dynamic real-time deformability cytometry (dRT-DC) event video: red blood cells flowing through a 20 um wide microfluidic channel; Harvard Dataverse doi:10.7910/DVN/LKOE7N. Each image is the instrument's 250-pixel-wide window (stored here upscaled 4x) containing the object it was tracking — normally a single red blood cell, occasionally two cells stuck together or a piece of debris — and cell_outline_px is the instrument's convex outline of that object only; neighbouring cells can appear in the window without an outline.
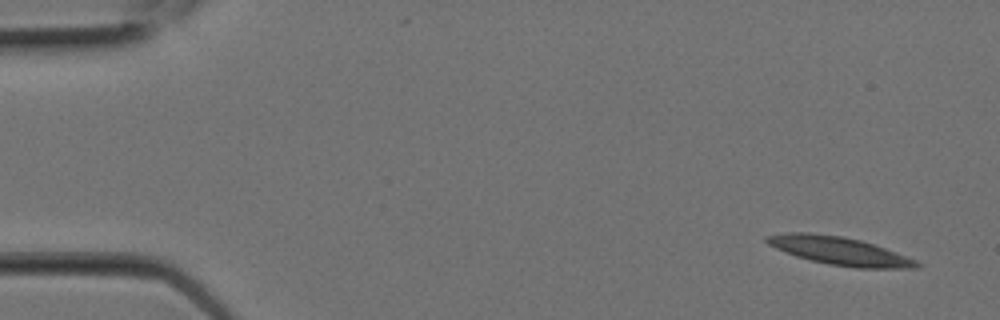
{"species": "Egyptian fruit bat (a non-hibernating species)", "species_latin": "Rousettus aegyptiacus", "temperature_condition": "room temperature", "stored_images_in_passage": 2, "camera_frame_rate_fps": 3000, "um_per_image_px": 0.085, "animal": {"sex": "female"}, "frame": {"image": 1, "passage_image": 1, "time_ms": 0.0, "image_size_px": [1000, 320], "cell_outline_px": [[924, 264], [916, 268], [856, 268], [828, 264], [796, 256], [776, 248], [768, 244], [764, 240], [764, 236], [788, 232], [808, 232], [840, 236], [860, 240], [896, 252], [916, 260]], "centroid_in_image_um": [71.35, 21.32], "position_along_channel_um": 13.7, "area_um2": 24.39}}